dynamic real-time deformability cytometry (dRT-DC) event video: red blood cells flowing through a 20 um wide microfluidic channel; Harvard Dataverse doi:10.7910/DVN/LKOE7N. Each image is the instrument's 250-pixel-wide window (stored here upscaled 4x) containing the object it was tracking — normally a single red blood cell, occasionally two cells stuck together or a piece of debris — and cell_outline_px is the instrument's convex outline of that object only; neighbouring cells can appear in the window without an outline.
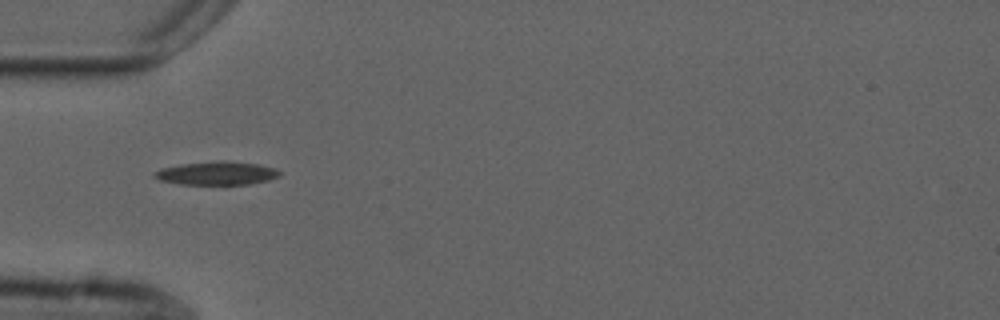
{"species": "common noctule bat (a hibernating species)", "species_latin": "Nyctalus noctula", "temperature_condition": "cold", "stored_images_in_passage": 4, "camera_frame_rate_fps": 3000, "um_per_image_px": 0.085, "animal": {"sex": "male", "forearm_length_mm": 52.5}, "frame": {"image": 1, "passage_image": 1, "time_ms": 0.0, "image_size_px": [1000, 320], "cell_outline_px": [[280, 176], [268, 180], [248, 184], [180, 184], [160, 180], [152, 176], [160, 168], [180, 164], [220, 160], [224, 160], [256, 164], [276, 168], [280, 172]], "centroid_in_image_um": [18.42, 14.71], "position_along_channel_um": 66.6, "area_um2": 16.99}}
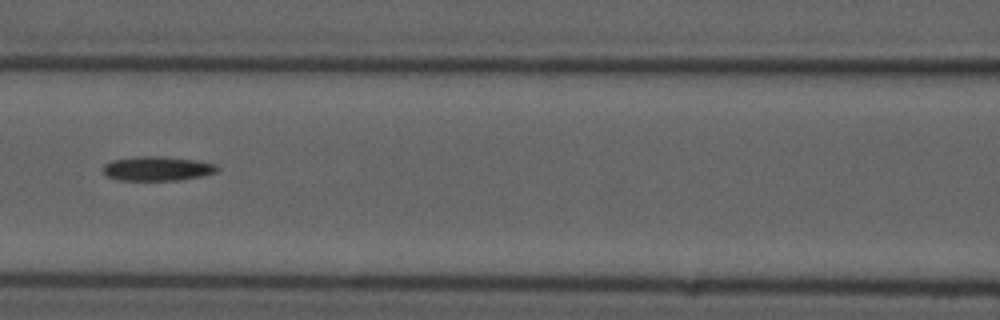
{"frame": {"image": 2, "passage_image": 3, "time_ms": 2.333, "image_size_px": [1000, 320], "cell_outline_px": [[220, 168], [216, 172], [204, 176], [180, 180], [116, 180], [108, 176], [104, 172], [104, 164], [112, 160], [136, 156], [164, 156], [196, 160], [216, 164]], "centroid_in_image_um": [13.4, 14.32], "position_along_channel_um": 153.2, "area_um2": 16.36}}
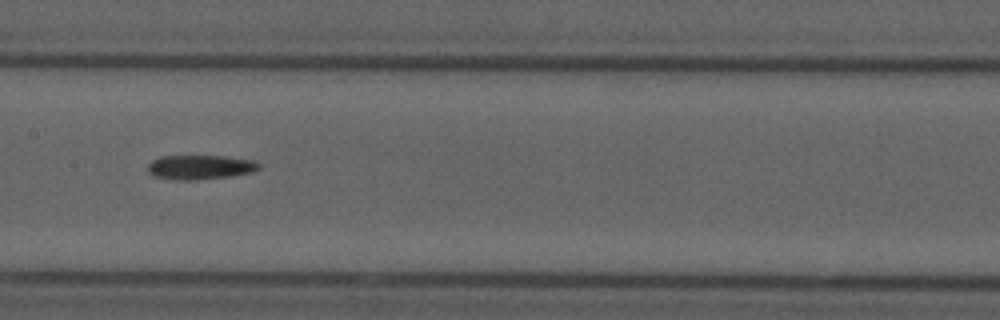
{"frame": {"image": 3, "passage_image": 4, "time_ms": 3.333, "image_size_px": [1000, 320], "cell_outline_px": [[260, 168], [252, 172], [228, 176], [196, 180], [176, 180], [152, 176], [148, 172], [148, 164], [152, 160], [160, 156], [224, 156], [256, 160], [260, 164]], "centroid_in_image_um": [17.0, 14.2], "position_along_channel_um": 190.4, "area_um2": 15.9}}